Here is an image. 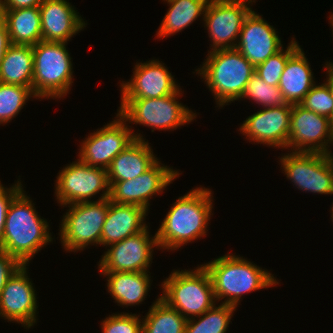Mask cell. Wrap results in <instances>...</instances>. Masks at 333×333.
Listing matches in <instances>:
<instances>
[{
	"label": "cell",
	"instance_id": "cb8c5ba5",
	"mask_svg": "<svg viewBox=\"0 0 333 333\" xmlns=\"http://www.w3.org/2000/svg\"><path fill=\"white\" fill-rule=\"evenodd\" d=\"M150 272H101L107 277V290L118 306H135L144 302L151 286Z\"/></svg>",
	"mask_w": 333,
	"mask_h": 333
},
{
	"label": "cell",
	"instance_id": "f546056e",
	"mask_svg": "<svg viewBox=\"0 0 333 333\" xmlns=\"http://www.w3.org/2000/svg\"><path fill=\"white\" fill-rule=\"evenodd\" d=\"M31 97L36 98L29 87L0 82V125L16 118Z\"/></svg>",
	"mask_w": 333,
	"mask_h": 333
},
{
	"label": "cell",
	"instance_id": "836d02e7",
	"mask_svg": "<svg viewBox=\"0 0 333 333\" xmlns=\"http://www.w3.org/2000/svg\"><path fill=\"white\" fill-rule=\"evenodd\" d=\"M141 319L135 313L111 314L101 322L102 333H142Z\"/></svg>",
	"mask_w": 333,
	"mask_h": 333
},
{
	"label": "cell",
	"instance_id": "5b68a950",
	"mask_svg": "<svg viewBox=\"0 0 333 333\" xmlns=\"http://www.w3.org/2000/svg\"><path fill=\"white\" fill-rule=\"evenodd\" d=\"M160 298L186 319L202 315L216 304L210 275L203 265L174 270L161 283Z\"/></svg>",
	"mask_w": 333,
	"mask_h": 333
},
{
	"label": "cell",
	"instance_id": "83f0119b",
	"mask_svg": "<svg viewBox=\"0 0 333 333\" xmlns=\"http://www.w3.org/2000/svg\"><path fill=\"white\" fill-rule=\"evenodd\" d=\"M187 319L158 296L142 318V333H185Z\"/></svg>",
	"mask_w": 333,
	"mask_h": 333
},
{
	"label": "cell",
	"instance_id": "277c9868",
	"mask_svg": "<svg viewBox=\"0 0 333 333\" xmlns=\"http://www.w3.org/2000/svg\"><path fill=\"white\" fill-rule=\"evenodd\" d=\"M206 58L195 72L205 80L219 109L240 100L255 67L236 48L208 52Z\"/></svg>",
	"mask_w": 333,
	"mask_h": 333
},
{
	"label": "cell",
	"instance_id": "8d00e7d4",
	"mask_svg": "<svg viewBox=\"0 0 333 333\" xmlns=\"http://www.w3.org/2000/svg\"><path fill=\"white\" fill-rule=\"evenodd\" d=\"M1 10H14L29 7H39L44 0H0Z\"/></svg>",
	"mask_w": 333,
	"mask_h": 333
},
{
	"label": "cell",
	"instance_id": "52a82bcc",
	"mask_svg": "<svg viewBox=\"0 0 333 333\" xmlns=\"http://www.w3.org/2000/svg\"><path fill=\"white\" fill-rule=\"evenodd\" d=\"M182 89L160 98L121 99L117 113L129 124L174 131L196 119V113L178 101Z\"/></svg>",
	"mask_w": 333,
	"mask_h": 333
},
{
	"label": "cell",
	"instance_id": "6da1fadb",
	"mask_svg": "<svg viewBox=\"0 0 333 333\" xmlns=\"http://www.w3.org/2000/svg\"><path fill=\"white\" fill-rule=\"evenodd\" d=\"M211 189L196 187L178 197L156 232L162 250H177L205 235L213 209Z\"/></svg>",
	"mask_w": 333,
	"mask_h": 333
},
{
	"label": "cell",
	"instance_id": "ac0fdd59",
	"mask_svg": "<svg viewBox=\"0 0 333 333\" xmlns=\"http://www.w3.org/2000/svg\"><path fill=\"white\" fill-rule=\"evenodd\" d=\"M133 77L120 83L121 99L160 98L176 93L180 86L159 59L136 62Z\"/></svg>",
	"mask_w": 333,
	"mask_h": 333
},
{
	"label": "cell",
	"instance_id": "2e32d148",
	"mask_svg": "<svg viewBox=\"0 0 333 333\" xmlns=\"http://www.w3.org/2000/svg\"><path fill=\"white\" fill-rule=\"evenodd\" d=\"M27 265H22L6 282L0 294V317L31 328L38 321L36 290L28 276Z\"/></svg>",
	"mask_w": 333,
	"mask_h": 333
},
{
	"label": "cell",
	"instance_id": "30bf717a",
	"mask_svg": "<svg viewBox=\"0 0 333 333\" xmlns=\"http://www.w3.org/2000/svg\"><path fill=\"white\" fill-rule=\"evenodd\" d=\"M279 159L287 179L302 192L333 194V154L290 151Z\"/></svg>",
	"mask_w": 333,
	"mask_h": 333
},
{
	"label": "cell",
	"instance_id": "7a4b0ae2",
	"mask_svg": "<svg viewBox=\"0 0 333 333\" xmlns=\"http://www.w3.org/2000/svg\"><path fill=\"white\" fill-rule=\"evenodd\" d=\"M49 230V222L38 215L35 204L23 189L9 206L0 250L29 266V261L53 242Z\"/></svg>",
	"mask_w": 333,
	"mask_h": 333
},
{
	"label": "cell",
	"instance_id": "4fadbf2b",
	"mask_svg": "<svg viewBox=\"0 0 333 333\" xmlns=\"http://www.w3.org/2000/svg\"><path fill=\"white\" fill-rule=\"evenodd\" d=\"M330 144L333 145V121L300 104L292 105L287 149L333 154Z\"/></svg>",
	"mask_w": 333,
	"mask_h": 333
},
{
	"label": "cell",
	"instance_id": "44dd1931",
	"mask_svg": "<svg viewBox=\"0 0 333 333\" xmlns=\"http://www.w3.org/2000/svg\"><path fill=\"white\" fill-rule=\"evenodd\" d=\"M147 213L143 207L117 204L109 199L100 245L107 247L143 231L148 226L145 223Z\"/></svg>",
	"mask_w": 333,
	"mask_h": 333
},
{
	"label": "cell",
	"instance_id": "ba28073f",
	"mask_svg": "<svg viewBox=\"0 0 333 333\" xmlns=\"http://www.w3.org/2000/svg\"><path fill=\"white\" fill-rule=\"evenodd\" d=\"M59 226L62 247L67 252H78L90 245H100L102 227L109 207V198L68 204Z\"/></svg>",
	"mask_w": 333,
	"mask_h": 333
},
{
	"label": "cell",
	"instance_id": "d590c367",
	"mask_svg": "<svg viewBox=\"0 0 333 333\" xmlns=\"http://www.w3.org/2000/svg\"><path fill=\"white\" fill-rule=\"evenodd\" d=\"M22 266V264L7 252L0 250V294L6 282Z\"/></svg>",
	"mask_w": 333,
	"mask_h": 333
},
{
	"label": "cell",
	"instance_id": "d4e9b609",
	"mask_svg": "<svg viewBox=\"0 0 333 333\" xmlns=\"http://www.w3.org/2000/svg\"><path fill=\"white\" fill-rule=\"evenodd\" d=\"M1 11L13 45L34 46L42 40L39 7Z\"/></svg>",
	"mask_w": 333,
	"mask_h": 333
},
{
	"label": "cell",
	"instance_id": "e0dca14e",
	"mask_svg": "<svg viewBox=\"0 0 333 333\" xmlns=\"http://www.w3.org/2000/svg\"><path fill=\"white\" fill-rule=\"evenodd\" d=\"M292 104L262 108L248 116L239 127L249 142L287 149Z\"/></svg>",
	"mask_w": 333,
	"mask_h": 333
},
{
	"label": "cell",
	"instance_id": "9c48e42d",
	"mask_svg": "<svg viewBox=\"0 0 333 333\" xmlns=\"http://www.w3.org/2000/svg\"><path fill=\"white\" fill-rule=\"evenodd\" d=\"M57 174L55 195L60 206L93 201L91 198L101 190L97 201L110 197L107 169L89 166L77 159Z\"/></svg>",
	"mask_w": 333,
	"mask_h": 333
},
{
	"label": "cell",
	"instance_id": "60d3db41",
	"mask_svg": "<svg viewBox=\"0 0 333 333\" xmlns=\"http://www.w3.org/2000/svg\"><path fill=\"white\" fill-rule=\"evenodd\" d=\"M332 71H333V62H326L325 63Z\"/></svg>",
	"mask_w": 333,
	"mask_h": 333
},
{
	"label": "cell",
	"instance_id": "1f68e13d",
	"mask_svg": "<svg viewBox=\"0 0 333 333\" xmlns=\"http://www.w3.org/2000/svg\"><path fill=\"white\" fill-rule=\"evenodd\" d=\"M299 44L294 37L288 43L286 50L284 47L269 57L263 63L255 67V74L269 85L279 86L281 75L287 64V59L299 48Z\"/></svg>",
	"mask_w": 333,
	"mask_h": 333
},
{
	"label": "cell",
	"instance_id": "8fae6325",
	"mask_svg": "<svg viewBox=\"0 0 333 333\" xmlns=\"http://www.w3.org/2000/svg\"><path fill=\"white\" fill-rule=\"evenodd\" d=\"M103 126L81 141L78 159L86 165L108 169L112 160L134 139L144 140L118 113L113 121Z\"/></svg>",
	"mask_w": 333,
	"mask_h": 333
},
{
	"label": "cell",
	"instance_id": "4316f807",
	"mask_svg": "<svg viewBox=\"0 0 333 333\" xmlns=\"http://www.w3.org/2000/svg\"><path fill=\"white\" fill-rule=\"evenodd\" d=\"M169 5L157 31V38L175 35L205 14L210 0H163Z\"/></svg>",
	"mask_w": 333,
	"mask_h": 333
},
{
	"label": "cell",
	"instance_id": "e575fe53",
	"mask_svg": "<svg viewBox=\"0 0 333 333\" xmlns=\"http://www.w3.org/2000/svg\"><path fill=\"white\" fill-rule=\"evenodd\" d=\"M20 181L18 179L10 188L3 186L0 181V245L3 241L5 220L11 201L23 190Z\"/></svg>",
	"mask_w": 333,
	"mask_h": 333
},
{
	"label": "cell",
	"instance_id": "3957f363",
	"mask_svg": "<svg viewBox=\"0 0 333 333\" xmlns=\"http://www.w3.org/2000/svg\"><path fill=\"white\" fill-rule=\"evenodd\" d=\"M202 265L210 275L216 301L224 299L221 303L226 305L237 307L244 294L279 283L270 271L229 252Z\"/></svg>",
	"mask_w": 333,
	"mask_h": 333
},
{
	"label": "cell",
	"instance_id": "b9f144b4",
	"mask_svg": "<svg viewBox=\"0 0 333 333\" xmlns=\"http://www.w3.org/2000/svg\"><path fill=\"white\" fill-rule=\"evenodd\" d=\"M332 204H333V203H332ZM331 213H332V214H331V218H330V219H331V221H332V220H333V205H332V207H331ZM332 222H333V221H332Z\"/></svg>",
	"mask_w": 333,
	"mask_h": 333
},
{
	"label": "cell",
	"instance_id": "7c38bea8",
	"mask_svg": "<svg viewBox=\"0 0 333 333\" xmlns=\"http://www.w3.org/2000/svg\"><path fill=\"white\" fill-rule=\"evenodd\" d=\"M250 4L253 5V1H209L202 17L212 42V48L208 52L236 47L244 21L252 11Z\"/></svg>",
	"mask_w": 333,
	"mask_h": 333
},
{
	"label": "cell",
	"instance_id": "5bb4252c",
	"mask_svg": "<svg viewBox=\"0 0 333 333\" xmlns=\"http://www.w3.org/2000/svg\"><path fill=\"white\" fill-rule=\"evenodd\" d=\"M148 226L138 234L109 245L98 262L99 272H149L154 248H160Z\"/></svg>",
	"mask_w": 333,
	"mask_h": 333
},
{
	"label": "cell",
	"instance_id": "74e56055",
	"mask_svg": "<svg viewBox=\"0 0 333 333\" xmlns=\"http://www.w3.org/2000/svg\"><path fill=\"white\" fill-rule=\"evenodd\" d=\"M12 45L5 22L0 20V64L8 48Z\"/></svg>",
	"mask_w": 333,
	"mask_h": 333
},
{
	"label": "cell",
	"instance_id": "d6986e66",
	"mask_svg": "<svg viewBox=\"0 0 333 333\" xmlns=\"http://www.w3.org/2000/svg\"><path fill=\"white\" fill-rule=\"evenodd\" d=\"M261 16L254 10L248 14L235 47L254 67L283 48L278 31Z\"/></svg>",
	"mask_w": 333,
	"mask_h": 333
},
{
	"label": "cell",
	"instance_id": "7402d4cb",
	"mask_svg": "<svg viewBox=\"0 0 333 333\" xmlns=\"http://www.w3.org/2000/svg\"><path fill=\"white\" fill-rule=\"evenodd\" d=\"M146 139H134L120 152L107 169L108 182L134 179L149 170L159 159Z\"/></svg>",
	"mask_w": 333,
	"mask_h": 333
},
{
	"label": "cell",
	"instance_id": "f35d334b",
	"mask_svg": "<svg viewBox=\"0 0 333 333\" xmlns=\"http://www.w3.org/2000/svg\"><path fill=\"white\" fill-rule=\"evenodd\" d=\"M324 66H325L324 70L326 69L327 72L326 73L327 79H325L326 80L325 82L328 84L331 94L333 96V71L326 64Z\"/></svg>",
	"mask_w": 333,
	"mask_h": 333
},
{
	"label": "cell",
	"instance_id": "484cf974",
	"mask_svg": "<svg viewBox=\"0 0 333 333\" xmlns=\"http://www.w3.org/2000/svg\"><path fill=\"white\" fill-rule=\"evenodd\" d=\"M33 49L31 45H11L0 64V82L29 87L33 91Z\"/></svg>",
	"mask_w": 333,
	"mask_h": 333
},
{
	"label": "cell",
	"instance_id": "ab89813d",
	"mask_svg": "<svg viewBox=\"0 0 333 333\" xmlns=\"http://www.w3.org/2000/svg\"><path fill=\"white\" fill-rule=\"evenodd\" d=\"M328 18H329V20H330L329 23H330V26L332 27V32H333V14H332L331 16L329 15Z\"/></svg>",
	"mask_w": 333,
	"mask_h": 333
},
{
	"label": "cell",
	"instance_id": "9a60e30c",
	"mask_svg": "<svg viewBox=\"0 0 333 333\" xmlns=\"http://www.w3.org/2000/svg\"><path fill=\"white\" fill-rule=\"evenodd\" d=\"M178 170L161 164L158 160L149 170L134 179L109 182L110 201L117 204L136 205L149 210L150 199L179 177Z\"/></svg>",
	"mask_w": 333,
	"mask_h": 333
},
{
	"label": "cell",
	"instance_id": "7bdbcfd3",
	"mask_svg": "<svg viewBox=\"0 0 333 333\" xmlns=\"http://www.w3.org/2000/svg\"><path fill=\"white\" fill-rule=\"evenodd\" d=\"M2 19L1 1H0V20Z\"/></svg>",
	"mask_w": 333,
	"mask_h": 333
},
{
	"label": "cell",
	"instance_id": "4dcf8cb0",
	"mask_svg": "<svg viewBox=\"0 0 333 333\" xmlns=\"http://www.w3.org/2000/svg\"><path fill=\"white\" fill-rule=\"evenodd\" d=\"M243 98L251 99L256 104L261 105L262 108L284 106L287 104L279 86L267 84L256 74L248 81L240 99L243 100Z\"/></svg>",
	"mask_w": 333,
	"mask_h": 333
},
{
	"label": "cell",
	"instance_id": "d6a6232c",
	"mask_svg": "<svg viewBox=\"0 0 333 333\" xmlns=\"http://www.w3.org/2000/svg\"><path fill=\"white\" fill-rule=\"evenodd\" d=\"M300 105L333 121V96L326 82L315 84Z\"/></svg>",
	"mask_w": 333,
	"mask_h": 333
},
{
	"label": "cell",
	"instance_id": "ffe728a7",
	"mask_svg": "<svg viewBox=\"0 0 333 333\" xmlns=\"http://www.w3.org/2000/svg\"><path fill=\"white\" fill-rule=\"evenodd\" d=\"M39 9L43 41L68 43L87 25L67 0H44Z\"/></svg>",
	"mask_w": 333,
	"mask_h": 333
},
{
	"label": "cell",
	"instance_id": "f1b7e54d",
	"mask_svg": "<svg viewBox=\"0 0 333 333\" xmlns=\"http://www.w3.org/2000/svg\"><path fill=\"white\" fill-rule=\"evenodd\" d=\"M236 308L233 305L215 304L202 315L196 316L199 319H187L185 333H226Z\"/></svg>",
	"mask_w": 333,
	"mask_h": 333
},
{
	"label": "cell",
	"instance_id": "8992f818",
	"mask_svg": "<svg viewBox=\"0 0 333 333\" xmlns=\"http://www.w3.org/2000/svg\"><path fill=\"white\" fill-rule=\"evenodd\" d=\"M68 43L41 40L33 49V93L36 99L59 100L71 90L73 63Z\"/></svg>",
	"mask_w": 333,
	"mask_h": 333
},
{
	"label": "cell",
	"instance_id": "603a6c76",
	"mask_svg": "<svg viewBox=\"0 0 333 333\" xmlns=\"http://www.w3.org/2000/svg\"><path fill=\"white\" fill-rule=\"evenodd\" d=\"M311 65L304 51L299 47L288 59L281 75L279 88L285 101L300 104L316 84Z\"/></svg>",
	"mask_w": 333,
	"mask_h": 333
}]
</instances>
